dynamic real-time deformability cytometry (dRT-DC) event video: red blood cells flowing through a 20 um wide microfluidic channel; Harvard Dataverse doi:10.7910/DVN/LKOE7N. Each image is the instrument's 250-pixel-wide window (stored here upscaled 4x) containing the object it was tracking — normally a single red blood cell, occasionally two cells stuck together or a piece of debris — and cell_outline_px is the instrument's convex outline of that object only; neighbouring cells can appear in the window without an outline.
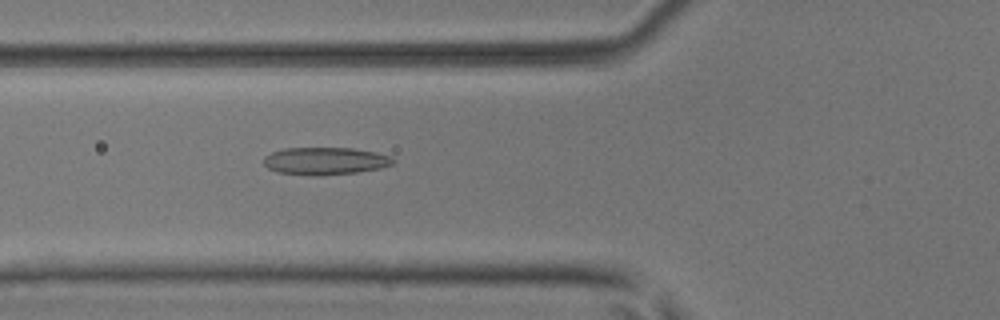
{"species": "common noctule bat (a hibernating species)", "species_latin": "Nyctalus noctula", "temperature_condition": "room temperature", "stored_images_in_passage": 39, "camera_frame_rate_fps": 3000, "um_per_image_px": 0.085, "animal": {"sex": "male", "body_mass_g": 17.9, "forearm_length_mm": 54.2}, "frame": {"image": 1, "passage_image": 8, "time_ms": 2.333, "image_size_px": [1000, 320], "cell_outline_px": [[396, 160], [392, 164], [380, 168], [356, 172], [276, 172], [268, 168], [264, 164], [264, 156], [272, 152], [284, 148], [352, 148], [376, 152], [392, 156]], "centroid_in_image_um": [27.69, 13.62], "position_along_channel_um": 98.1, "area_um2": 19.59}}
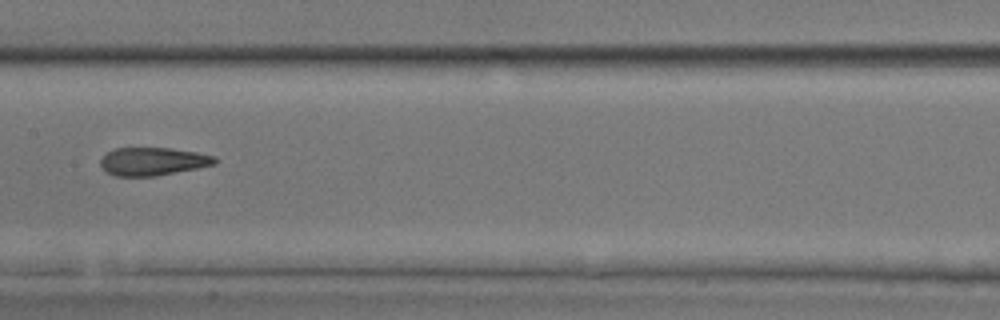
{"frame": {"image": 2, "passage_image": 15, "time_ms": 4.667, "image_size_px": [1000, 320], "cell_outline_px": [[220, 160], [216, 164], [156, 176], [116, 176], [108, 172], [100, 164], [100, 160], [108, 152], [116, 148], [172, 148], [196, 152], [216, 156]], "centroid_in_image_um": [13.05, 13.71], "position_along_channel_um": 194.4, "area_um2": 18.61}}
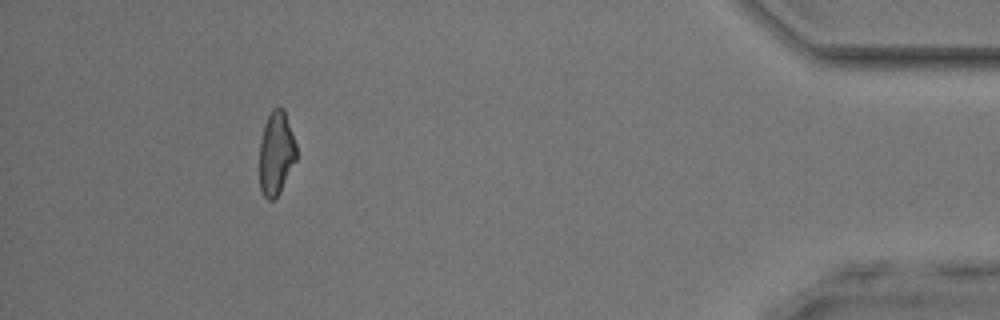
{"frame": {"image": 3, "passage_image": 35, "time_ms": 11.333, "image_size_px": [1000, 320], "cell_outline_px": [[296, 160], [280, 192], [272, 200], [268, 200], [264, 196], [260, 188], [260, 140], [264, 124], [272, 108], [276, 104], [284, 108], [296, 144]], "centroid_in_image_um": [23.47, 12.97], "position_along_channel_um": 411.7, "area_um2": 18.09}, "authors_computed_cell_mechanics": {"area_um2": 19.363, "velocity_mm_per_s": 4.1201, "shape_relaxation_time_tau1_ms": 5.6561, "shape_relaxation_time_tau2_ms": 1.7054, "deformation_change_tau1": 0.1888, "deformation_change_tau2": 0.1147}}